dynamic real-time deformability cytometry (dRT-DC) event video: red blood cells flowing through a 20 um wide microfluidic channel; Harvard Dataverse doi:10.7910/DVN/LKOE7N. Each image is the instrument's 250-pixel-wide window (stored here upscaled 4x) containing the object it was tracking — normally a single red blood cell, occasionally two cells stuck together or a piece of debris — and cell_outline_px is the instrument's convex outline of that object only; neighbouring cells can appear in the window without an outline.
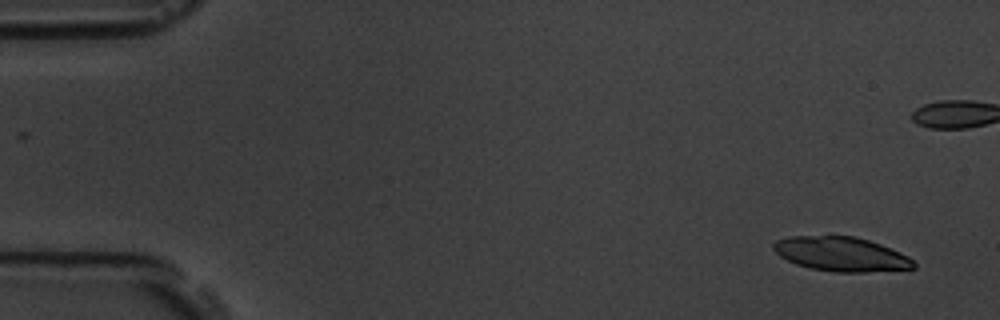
{"species": "common noctule bat (a hibernating species)", "species_latin": "Nyctalus noctula", "temperature_condition": "room temperature", "stored_images_in_passage": 10, "camera_frame_rate_fps": 3000, "um_per_image_px": 0.085, "animal": {"sex": "male", "body_mass_g": 19.5, "forearm_length_mm": 54.6}, "frame": {"image": 1, "passage_image": 1, "time_ms": 0.0, "image_size_px": [1000, 320], "cell_outline_px": [[916, 268], [864, 272], [836, 272], [812, 268], [796, 264], [780, 256], [772, 248], [772, 244], [776, 240], [788, 236], [856, 236], [880, 244], [900, 252], [908, 256], [916, 264]], "centroid_in_image_um": [71.49, 21.59], "position_along_channel_um": 13.5, "area_um2": 27.92}}
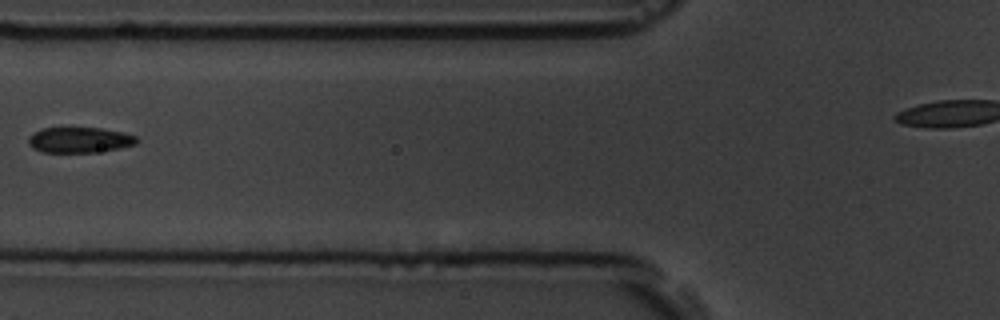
{"frame": {"image": 2, "passage_image": 7, "time_ms": 8.0, "image_size_px": [1000, 320], "cell_outline_px": [[140, 140], [136, 144], [120, 148], [96, 152], [40, 152], [32, 148], [28, 144], [28, 136], [32, 132], [40, 128], [100, 128], [124, 132], [136, 136]], "centroid_in_image_um": [6.74, 11.89], "position_along_channel_um": 119.1, "area_um2": 16.36}}
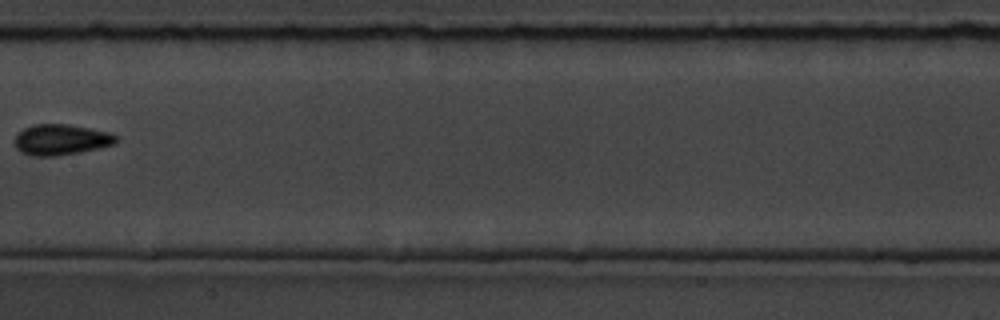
{"frame": {"image": 3, "passage_image": 9, "time_ms": 10.333, "image_size_px": [1000, 320], "cell_outline_px": [[120, 140], [116, 144], [80, 152], [56, 156], [32, 156], [20, 152], [16, 148], [16, 136], [24, 128], [32, 124], [68, 124], [112, 132]], "centroid_in_image_um": [5.23, 11.87], "position_along_channel_um": 202.2, "area_um2": 18.32}}